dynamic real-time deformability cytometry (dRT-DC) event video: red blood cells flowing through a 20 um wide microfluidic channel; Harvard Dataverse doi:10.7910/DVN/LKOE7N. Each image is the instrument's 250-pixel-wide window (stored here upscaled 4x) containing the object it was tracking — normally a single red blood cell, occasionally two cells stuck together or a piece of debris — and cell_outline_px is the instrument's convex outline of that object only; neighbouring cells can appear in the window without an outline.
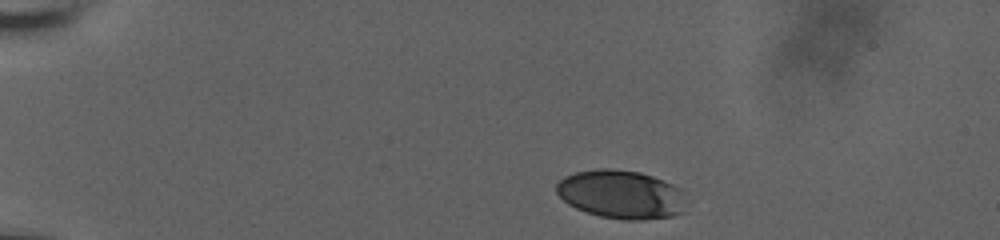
{"species": "human", "species_latin": "Homo sapiens", "temperature_condition": "room temperature", "stored_images_in_passage": 5, "camera_frame_rate_fps": 3000, "um_per_image_px": 0.085, "donor": {"sex": "male"}, "frame": {"image": 1, "passage_image": 1, "time_ms": 0.0, "image_size_px": [1000, 240], "cell_outline_px": [[684, 212], [672, 216], [644, 220], [624, 220], [600, 216], [576, 208], [568, 204], [556, 192], [556, 184], [564, 176], [576, 172], [600, 168], [612, 168], [640, 172], [664, 180], [680, 188]], "centroid_in_image_um": [52.77, 16.52], "position_along_channel_um": 32.2, "area_um2": 36.59}}
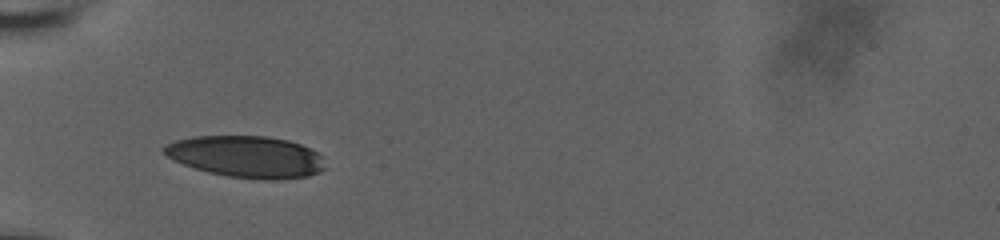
{"frame": {"image": 2, "passage_image": 4, "time_ms": 3.0, "image_size_px": [1000, 240], "cell_outline_px": [[324, 168], [320, 172], [308, 176], [280, 180], [268, 180], [228, 176], [208, 172], [184, 164], [160, 152], [160, 148], [176, 140], [192, 136], [268, 136], [288, 140], [300, 144], [316, 152], [320, 156]], "centroid_in_image_um": [20.92, 13.31], "position_along_channel_um": 64.1, "area_um2": 38.96}}